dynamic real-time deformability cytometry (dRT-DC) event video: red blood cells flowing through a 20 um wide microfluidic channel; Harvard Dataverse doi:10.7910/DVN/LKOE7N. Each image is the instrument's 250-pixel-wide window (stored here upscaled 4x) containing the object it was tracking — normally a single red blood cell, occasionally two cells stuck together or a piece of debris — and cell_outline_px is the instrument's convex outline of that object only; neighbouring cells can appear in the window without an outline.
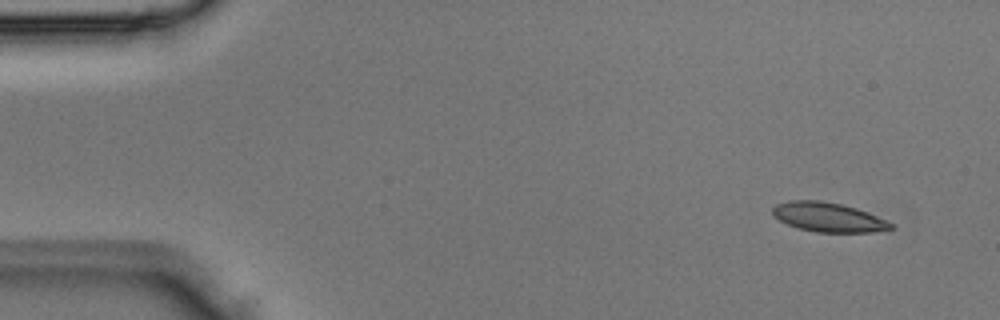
{"species": "Egyptian fruit bat (a non-hibernating species)", "species_latin": "Rousettus aegyptiacus", "temperature_condition": "room temperature", "stored_images_in_passage": 4, "camera_frame_rate_fps": 3000, "um_per_image_px": 0.085, "animal": {"sex": "male"}, "frame": {"image": 1, "passage_image": 1, "time_ms": 0.0, "image_size_px": [1000, 320], "cell_outline_px": [[896, 228], [872, 232], [816, 232], [800, 228], [788, 224], [772, 216], [772, 208], [776, 204], [792, 200], [820, 200], [840, 204], [856, 208], [876, 216], [892, 224]], "centroid_in_image_um": [70.37, 18.46], "position_along_channel_um": 14.6, "area_um2": 20.0}}